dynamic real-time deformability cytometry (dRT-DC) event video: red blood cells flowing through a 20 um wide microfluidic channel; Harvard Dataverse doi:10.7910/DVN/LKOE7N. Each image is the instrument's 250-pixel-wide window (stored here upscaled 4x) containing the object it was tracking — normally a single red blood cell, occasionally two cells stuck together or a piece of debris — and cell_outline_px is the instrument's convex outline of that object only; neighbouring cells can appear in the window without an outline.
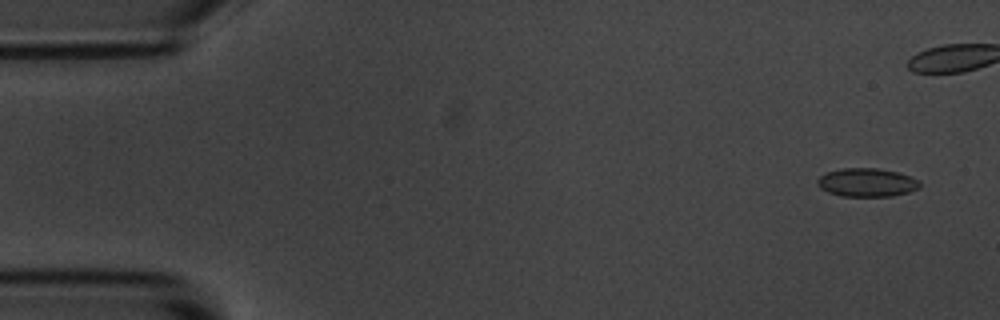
{"species": "common noctule bat (a hibernating species)", "species_latin": "Nyctalus noctula", "temperature_condition": "room temperature", "stored_images_in_passage": 8, "camera_frame_rate_fps": 3000, "um_per_image_px": 0.085, "animal": {"sex": "male", "body_mass_g": 20.1, "forearm_length_mm": 53.5}, "frame": {"image": 1, "passage_image": 1, "time_ms": 0.0, "image_size_px": [1000, 320], "cell_outline_px": [[920, 188], [908, 192], [892, 196], [840, 196], [828, 192], [820, 188], [816, 184], [816, 180], [820, 176], [828, 172], [844, 168], [876, 168], [896, 172], [920, 180]], "centroid_in_image_um": [73.67, 15.52], "position_along_channel_um": 11.3, "area_um2": 16.94}}
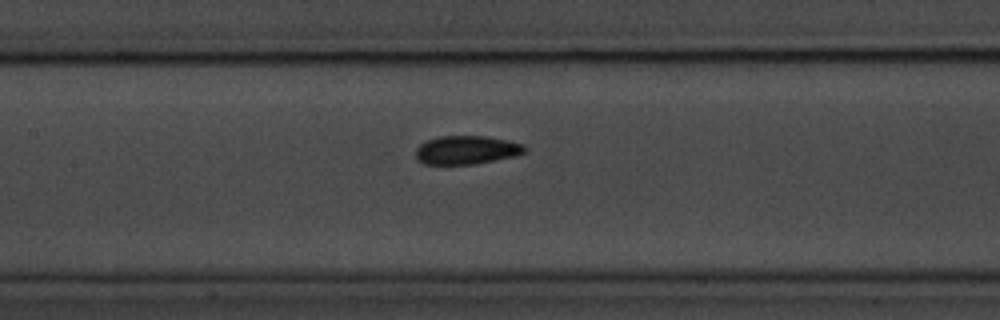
{"frame": {"image": 2, "passage_image": 8, "time_ms": 8.667, "image_size_px": [1000, 320], "cell_outline_px": [[528, 152], [516, 156], [472, 164], [424, 164], [416, 160], [416, 148], [420, 144], [428, 140], [440, 136], [488, 136], [508, 140], [524, 144], [528, 148]], "centroid_in_image_um": [39.7, 12.74], "position_along_channel_um": 167.7, "area_um2": 18.32}}